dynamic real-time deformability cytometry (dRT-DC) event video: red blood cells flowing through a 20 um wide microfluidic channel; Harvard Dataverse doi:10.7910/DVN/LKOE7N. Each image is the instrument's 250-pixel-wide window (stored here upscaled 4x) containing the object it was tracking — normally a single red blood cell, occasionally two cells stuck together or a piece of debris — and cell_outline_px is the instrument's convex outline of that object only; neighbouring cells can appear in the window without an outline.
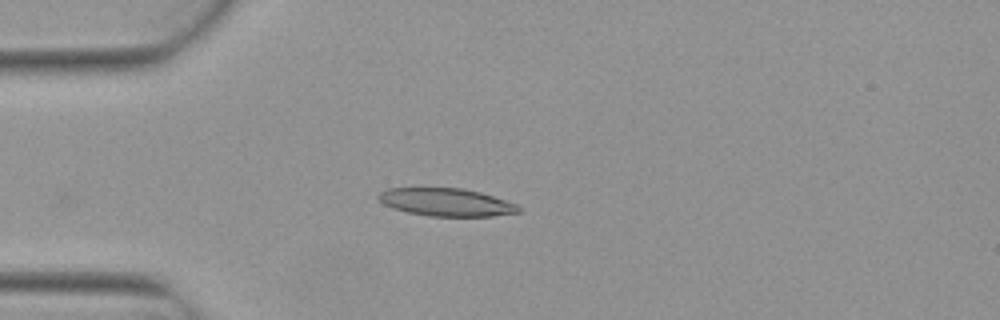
{"species": "Egyptian fruit bat (a non-hibernating species)", "species_latin": "Rousettus aegyptiacus", "temperature_condition": "warm", "stored_images_in_passage": 6, "camera_frame_rate_fps": 3000, "um_per_image_px": 0.085, "animal": {"sex": "female"}, "frame": {"image": 1, "passage_image": 6, "time_ms": 1.667, "image_size_px": [1000, 320], "cell_outline_px": [[520, 212], [492, 216], [428, 216], [408, 212], [392, 208], [384, 204], [376, 196], [380, 192], [388, 188], [464, 188], [480, 192], [516, 204], [520, 208]], "centroid_in_image_um": [37.91, 17.18], "position_along_channel_um": 47.1, "area_um2": 22.6}}